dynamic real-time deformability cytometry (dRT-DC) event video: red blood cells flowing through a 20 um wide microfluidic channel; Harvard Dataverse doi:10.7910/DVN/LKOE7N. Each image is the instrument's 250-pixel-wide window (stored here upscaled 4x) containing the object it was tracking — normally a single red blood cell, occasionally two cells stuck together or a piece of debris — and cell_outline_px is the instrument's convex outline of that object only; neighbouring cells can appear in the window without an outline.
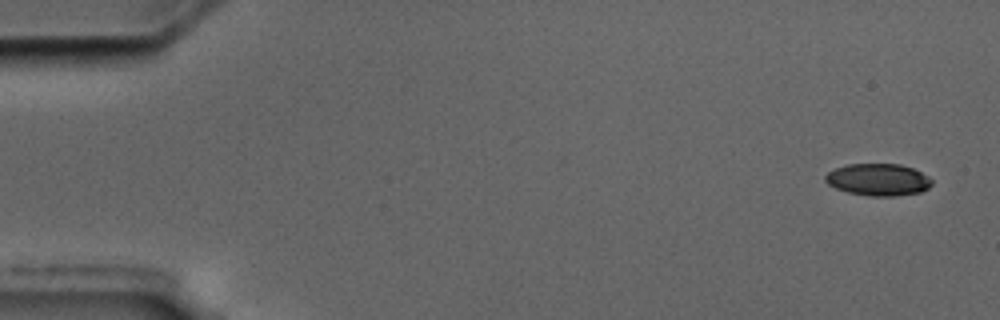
{"species": "common noctule bat (a hibernating species)", "species_latin": "Nyctalus noctula", "temperature_condition": "cold", "stored_images_in_passage": 52, "camera_frame_rate_fps": 3000, "um_per_image_px": 0.085, "animal": {"sex": "male", "body_mass_g": 17.5, "forearm_length_mm": 52.3}, "frame": {"image": 1, "passage_image": 1, "time_ms": 0.0, "image_size_px": [1000, 320], "cell_outline_px": [[932, 184], [928, 188], [920, 192], [896, 196], [868, 196], [848, 192], [836, 188], [828, 184], [824, 180], [824, 176], [828, 172], [836, 168], [848, 164], [900, 164], [912, 168], [928, 176], [932, 180]], "centroid_in_image_um": [74.64, 15.27], "position_along_channel_um": 10.4, "area_um2": 19.88}}
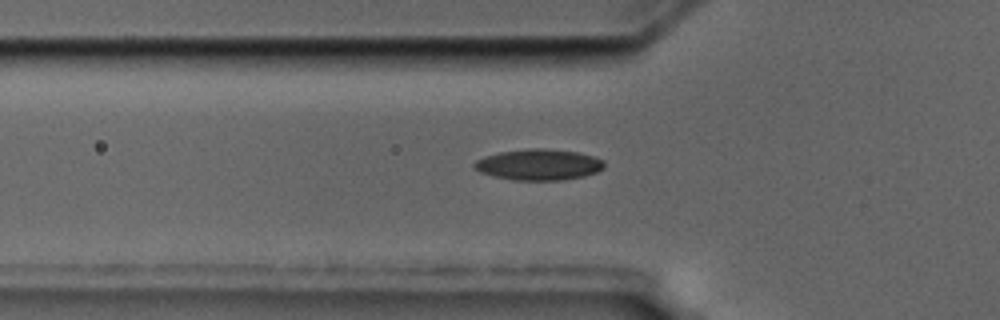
{"frame": {"image": 2, "passage_image": 18, "time_ms": 5.667, "image_size_px": [1000, 320], "cell_outline_px": [[604, 168], [596, 172], [584, 176], [564, 180], [516, 180], [496, 176], [480, 172], [472, 168], [472, 164], [476, 160], [484, 156], [500, 152], [528, 148], [544, 148], [576, 152], [592, 156], [604, 160]], "centroid_in_image_um": [45.78, 13.99], "position_along_channel_um": 80.0, "area_um2": 23.47}}
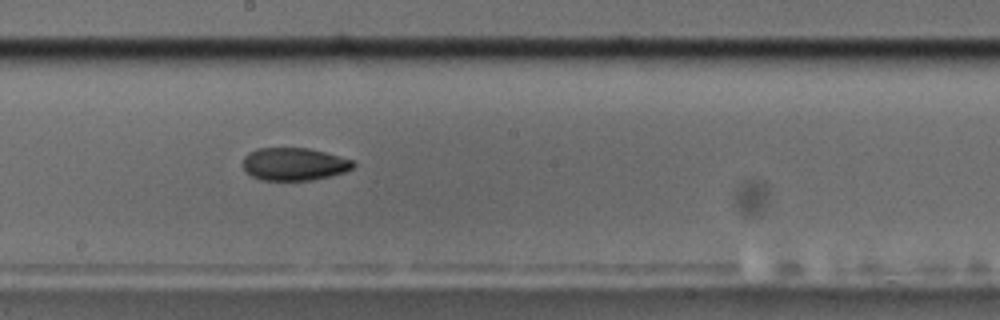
{"frame": {"image": 3, "passage_image": 30, "time_ms": 9.667, "image_size_px": [1000, 320], "cell_outline_px": [[356, 164], [352, 168], [344, 172], [332, 176], [312, 180], [260, 180], [244, 172], [244, 156], [248, 152], [256, 148], [308, 148], [324, 152], [352, 160]], "centroid_in_image_um": [24.98, 13.95], "position_along_channel_um": 223.2, "area_um2": 21.1}, "authors_computed_cell_mechanics": {"area_um2": 21.1837, "velocity_mm_per_s": 3.5771, "shape_relaxation_time_tau1_ms": null, "shape_relaxation_time_tau2_ms": 2.4514, "deformation_change_tau1": null, "deformation_change_tau2": 0.0809}}